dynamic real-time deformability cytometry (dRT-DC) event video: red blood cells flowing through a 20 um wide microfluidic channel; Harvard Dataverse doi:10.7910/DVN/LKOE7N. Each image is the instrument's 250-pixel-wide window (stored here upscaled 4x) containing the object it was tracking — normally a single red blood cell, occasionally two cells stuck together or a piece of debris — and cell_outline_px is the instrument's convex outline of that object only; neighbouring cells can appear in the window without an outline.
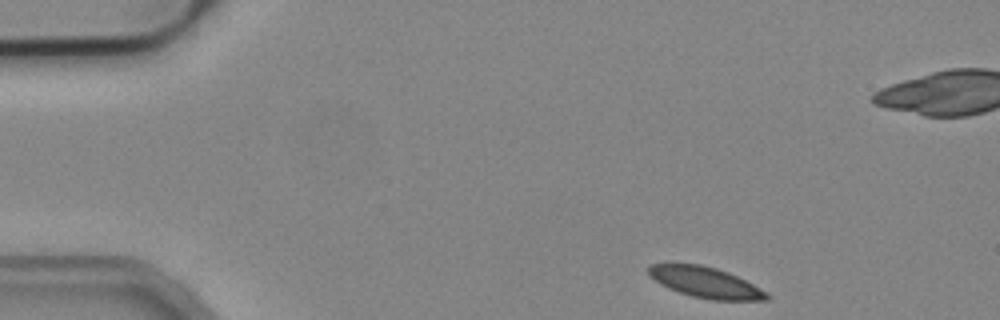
{"species": "common noctule bat (a hibernating species)", "species_latin": "Nyctalus noctula", "temperature_condition": "cold", "stored_images_in_passage": 47, "camera_frame_rate_fps": 3000, "um_per_image_px": 0.085, "animal": {"sex": "male", "body_mass_g": 19.2, "forearm_length_mm": 51.8}, "frame": {"image": 1, "passage_image": 1, "time_ms": 0.0, "image_size_px": [1000, 320], "cell_outline_px": [[772, 296], [768, 300], [712, 300], [692, 296], [668, 288], [660, 284], [648, 276], [644, 268], [648, 264], [700, 264], [716, 268], [728, 272], [768, 292]], "centroid_in_image_um": [59.92, 24.0], "position_along_channel_um": 25.1, "area_um2": 21.33}}
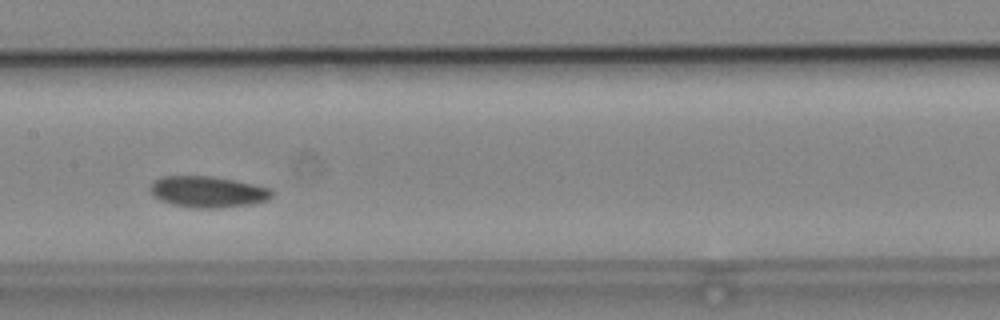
{"frame": {"image": 2, "passage_image": 20, "time_ms": 6.333, "image_size_px": [1000, 320], "cell_outline_px": [[272, 196], [268, 200], [252, 204], [220, 208], [196, 208], [172, 204], [160, 200], [148, 192], [148, 188], [152, 180], [164, 176], [212, 176], [272, 188]], "centroid_in_image_um": [17.62, 16.3], "position_along_channel_um": 189.8, "area_um2": 22.31}}
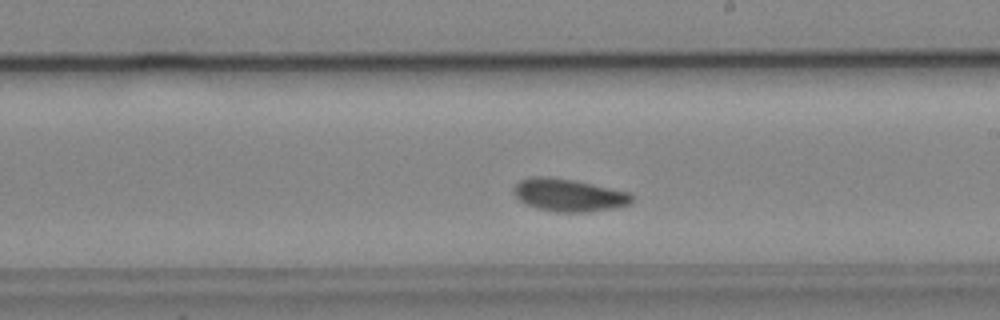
{"frame": {"image": 3, "passage_image": 24, "time_ms": 7.667, "image_size_px": [1000, 320], "cell_outline_px": [[632, 204], [612, 208], [588, 212], [556, 212], [536, 208], [524, 204], [512, 192], [512, 188], [520, 180], [532, 176], [548, 176], [572, 180], [592, 184], [628, 192], [632, 196]], "centroid_in_image_um": [48.3, 16.59], "position_along_channel_um": 240.7, "area_um2": 22.48}}